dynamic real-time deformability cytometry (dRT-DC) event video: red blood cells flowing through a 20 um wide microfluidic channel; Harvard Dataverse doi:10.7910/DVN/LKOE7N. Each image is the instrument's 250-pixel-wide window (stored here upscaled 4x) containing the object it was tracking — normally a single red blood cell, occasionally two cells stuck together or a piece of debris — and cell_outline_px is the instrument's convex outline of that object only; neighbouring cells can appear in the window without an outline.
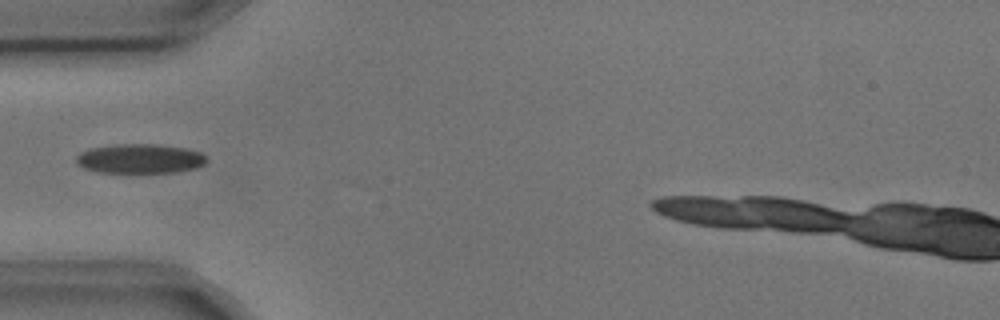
{"species": "common noctule bat (a hibernating species)", "species_latin": "Nyctalus noctula", "temperature_condition": "cold", "stored_images_in_passage": 6, "camera_frame_rate_fps": 3000, "um_per_image_px": 0.085, "animal": {"sex": "male", "body_mass_g": 17.9, "forearm_length_mm": 54.2}, "frame": {"image": 1, "passage_image": 4, "time_ms": 1.0, "image_size_px": [1000, 320], "cell_outline_px": [[208, 160], [204, 164], [196, 168], [176, 172], [96, 172], [84, 168], [76, 164], [76, 156], [80, 152], [92, 148], [116, 144], [160, 144], [188, 148], [200, 152]], "centroid_in_image_um": [11.9, 13.48], "position_along_channel_um": 73.1, "area_um2": 22.48}}
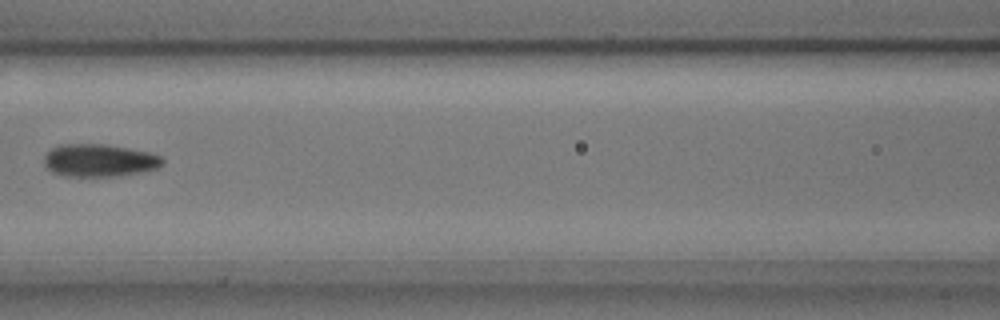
{"frame": {"image": 2, "passage_image": 6, "time_ms": 1.667, "image_size_px": [1000, 320], "cell_outline_px": [[164, 164], [160, 168], [120, 176], [64, 176], [52, 172], [44, 164], [44, 156], [52, 148], [60, 144], [104, 144], [128, 148], [148, 152], [160, 156], [164, 160]], "centroid_in_image_um": [8.45, 13.64], "position_along_channel_um": 158.1, "area_um2": 22.6}}